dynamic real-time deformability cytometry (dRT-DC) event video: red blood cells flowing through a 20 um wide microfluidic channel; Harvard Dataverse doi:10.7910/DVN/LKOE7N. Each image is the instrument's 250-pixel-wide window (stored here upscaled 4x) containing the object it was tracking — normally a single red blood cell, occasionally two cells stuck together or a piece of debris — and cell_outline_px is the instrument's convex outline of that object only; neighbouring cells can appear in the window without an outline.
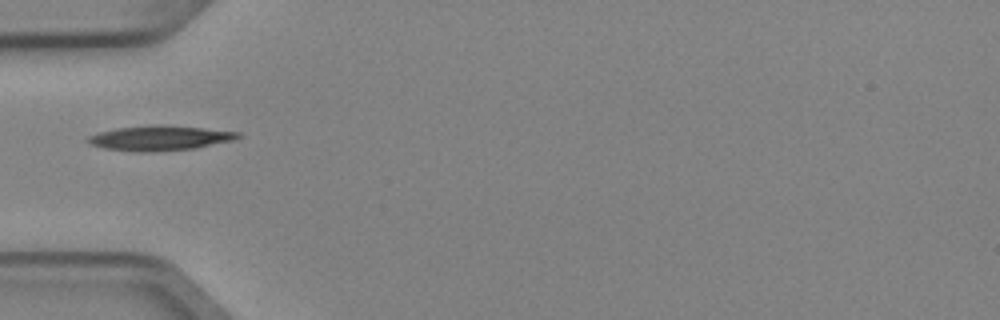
{"species": "Egyptian fruit bat (a non-hibernating species)", "species_latin": "Rousettus aegyptiacus", "temperature_condition": "cold", "stored_images_in_passage": 3, "camera_frame_rate_fps": 3000, "um_per_image_px": 0.085, "animal": {"sex": "female"}, "frame": {"image": 1, "passage_image": 2, "time_ms": 0.333, "image_size_px": [1000, 320], "cell_outline_px": [[244, 136], [236, 140], [196, 148], [148, 152], [104, 148], [92, 144], [84, 140], [88, 136], [100, 132], [116, 128], [148, 124], [156, 124], [204, 128], [240, 132]], "centroid_in_image_um": [13.64, 11.72], "position_along_channel_um": 71.4, "area_um2": 21.85}}
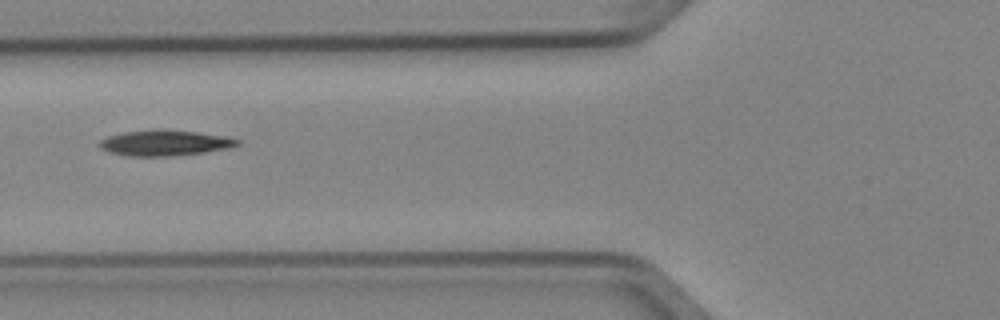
{"frame": {"image": 2, "passage_image": 3, "time_ms": 0.667, "image_size_px": [1000, 320], "cell_outline_px": [[240, 144], [228, 148], [204, 152], [172, 156], [128, 156], [112, 152], [100, 148], [100, 140], [108, 136], [124, 132], [196, 132], [228, 136], [240, 140]], "centroid_in_image_um": [14.06, 12.19], "position_along_channel_um": 111.7, "area_um2": 19.59}}